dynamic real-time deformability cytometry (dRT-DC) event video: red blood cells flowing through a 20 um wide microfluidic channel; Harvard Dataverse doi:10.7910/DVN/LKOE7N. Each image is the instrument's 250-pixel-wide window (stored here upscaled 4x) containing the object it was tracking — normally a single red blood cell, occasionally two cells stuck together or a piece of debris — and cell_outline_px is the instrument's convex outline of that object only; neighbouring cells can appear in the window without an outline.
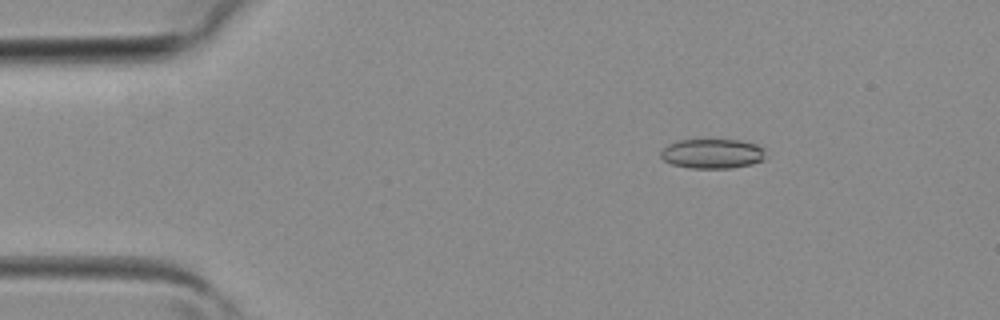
{"species": "common noctule bat (a hibernating species)", "species_latin": "Nyctalus noctula", "temperature_condition": "room temperature", "stored_images_in_passage": 4, "camera_frame_rate_fps": 3000, "um_per_image_px": 0.085, "animal": {"sex": "female", "body_mass_g": 19.3, "forearm_length_mm": 54.1}, "frame": {"image": 1, "passage_image": 2, "time_ms": 0.333, "image_size_px": [1000, 320], "cell_outline_px": [[764, 160], [752, 164], [728, 168], [688, 168], [672, 164], [664, 160], [660, 156], [660, 152], [668, 144], [676, 140], [740, 140], [756, 144], [764, 148]], "centroid_in_image_um": [60.54, 13.06], "position_along_channel_um": 24.5, "area_um2": 18.15}}